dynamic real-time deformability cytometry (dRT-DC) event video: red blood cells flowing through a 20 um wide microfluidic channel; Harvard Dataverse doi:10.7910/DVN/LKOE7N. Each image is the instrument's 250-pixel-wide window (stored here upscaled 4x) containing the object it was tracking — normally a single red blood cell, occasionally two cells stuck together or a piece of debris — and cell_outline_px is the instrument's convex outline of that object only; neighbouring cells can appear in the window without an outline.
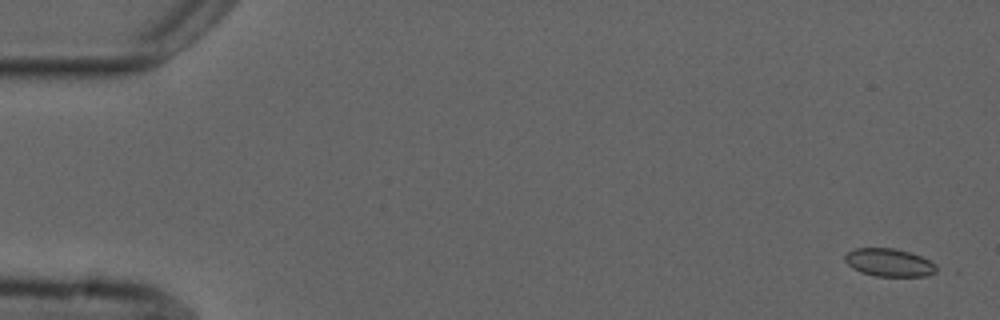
{"species": "common noctule bat (a hibernating species)", "species_latin": "Nyctalus noctula", "temperature_condition": "cold", "stored_images_in_passage": 5, "camera_frame_rate_fps": 3000, "um_per_image_px": 0.085, "animal": {"sex": "male", "forearm_length_mm": 52.5}, "frame": {"image": 1, "passage_image": 1, "time_ms": 0.0, "image_size_px": [1000, 320], "cell_outline_px": [[944, 268], [928, 276], [876, 276], [860, 272], [852, 268], [844, 260], [844, 256], [848, 252], [856, 248], [892, 248], [908, 252], [920, 256]], "centroid_in_image_um": [75.63, 22.33], "position_along_channel_um": 9.4, "area_um2": 15.03}}
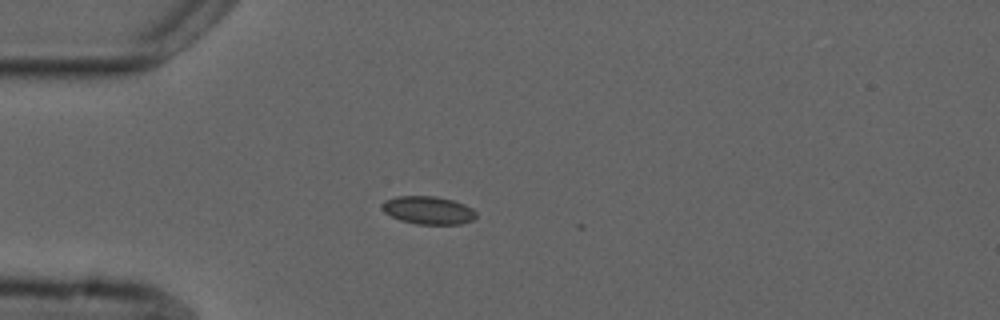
{"frame": {"image": 2, "passage_image": 5, "time_ms": 4.333, "image_size_px": [1000, 320], "cell_outline_px": [[476, 216], [472, 220], [460, 224], [416, 224], [400, 220], [384, 212], [380, 208], [380, 204], [384, 200], [396, 196], [436, 196], [452, 200], [464, 204], [472, 208], [476, 212]], "centroid_in_image_um": [36.36, 17.86], "position_along_channel_um": 48.6, "area_um2": 15.43}}